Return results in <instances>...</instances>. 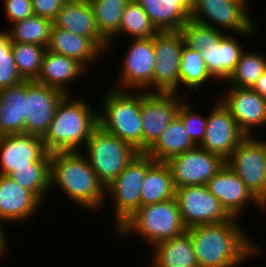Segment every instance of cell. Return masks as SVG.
<instances>
[{"instance_id":"25","label":"cell","mask_w":266,"mask_h":267,"mask_svg":"<svg viewBox=\"0 0 266 267\" xmlns=\"http://www.w3.org/2000/svg\"><path fill=\"white\" fill-rule=\"evenodd\" d=\"M47 50L73 58L86 69L92 62L102 58L104 53L90 38L83 37L73 32L57 28L53 25Z\"/></svg>"},{"instance_id":"24","label":"cell","mask_w":266,"mask_h":267,"mask_svg":"<svg viewBox=\"0 0 266 267\" xmlns=\"http://www.w3.org/2000/svg\"><path fill=\"white\" fill-rule=\"evenodd\" d=\"M158 32L180 31L190 20L193 0H136Z\"/></svg>"},{"instance_id":"26","label":"cell","mask_w":266,"mask_h":267,"mask_svg":"<svg viewBox=\"0 0 266 267\" xmlns=\"http://www.w3.org/2000/svg\"><path fill=\"white\" fill-rule=\"evenodd\" d=\"M150 267H199L188 231L152 247Z\"/></svg>"},{"instance_id":"23","label":"cell","mask_w":266,"mask_h":267,"mask_svg":"<svg viewBox=\"0 0 266 267\" xmlns=\"http://www.w3.org/2000/svg\"><path fill=\"white\" fill-rule=\"evenodd\" d=\"M87 71L89 70L77 60L46 49L43 55L40 73L35 81L58 89L65 94H72L69 92L68 84H72L74 82L73 80H77L82 75L84 76Z\"/></svg>"},{"instance_id":"11","label":"cell","mask_w":266,"mask_h":267,"mask_svg":"<svg viewBox=\"0 0 266 267\" xmlns=\"http://www.w3.org/2000/svg\"><path fill=\"white\" fill-rule=\"evenodd\" d=\"M184 38L180 31L157 32L154 35L155 69L152 92L179 94V66Z\"/></svg>"},{"instance_id":"36","label":"cell","mask_w":266,"mask_h":267,"mask_svg":"<svg viewBox=\"0 0 266 267\" xmlns=\"http://www.w3.org/2000/svg\"><path fill=\"white\" fill-rule=\"evenodd\" d=\"M50 173V167H23L17 168L9 177L44 204L51 190Z\"/></svg>"},{"instance_id":"9","label":"cell","mask_w":266,"mask_h":267,"mask_svg":"<svg viewBox=\"0 0 266 267\" xmlns=\"http://www.w3.org/2000/svg\"><path fill=\"white\" fill-rule=\"evenodd\" d=\"M132 40L122 57L120 74H118V90L152 92V78L155 69L154 36Z\"/></svg>"},{"instance_id":"10","label":"cell","mask_w":266,"mask_h":267,"mask_svg":"<svg viewBox=\"0 0 266 267\" xmlns=\"http://www.w3.org/2000/svg\"><path fill=\"white\" fill-rule=\"evenodd\" d=\"M175 198L186 229L223 223L233 218L219 200L209 192L207 185L176 188Z\"/></svg>"},{"instance_id":"5","label":"cell","mask_w":266,"mask_h":267,"mask_svg":"<svg viewBox=\"0 0 266 267\" xmlns=\"http://www.w3.org/2000/svg\"><path fill=\"white\" fill-rule=\"evenodd\" d=\"M176 198L141 206L116 231L125 238L140 236L152 248L156 244L186 232ZM125 235V236H124Z\"/></svg>"},{"instance_id":"6","label":"cell","mask_w":266,"mask_h":267,"mask_svg":"<svg viewBox=\"0 0 266 267\" xmlns=\"http://www.w3.org/2000/svg\"><path fill=\"white\" fill-rule=\"evenodd\" d=\"M84 146V156L105 187L140 153L131 144L109 134L99 125Z\"/></svg>"},{"instance_id":"39","label":"cell","mask_w":266,"mask_h":267,"mask_svg":"<svg viewBox=\"0 0 266 267\" xmlns=\"http://www.w3.org/2000/svg\"><path fill=\"white\" fill-rule=\"evenodd\" d=\"M185 101L186 100L181 103L177 117L183 123L191 141L196 146H199L205 135L207 116H201L200 113L193 111L194 108H191L192 105H189L188 102Z\"/></svg>"},{"instance_id":"40","label":"cell","mask_w":266,"mask_h":267,"mask_svg":"<svg viewBox=\"0 0 266 267\" xmlns=\"http://www.w3.org/2000/svg\"><path fill=\"white\" fill-rule=\"evenodd\" d=\"M6 19L12 24L33 16L32 0H3Z\"/></svg>"},{"instance_id":"4","label":"cell","mask_w":266,"mask_h":267,"mask_svg":"<svg viewBox=\"0 0 266 267\" xmlns=\"http://www.w3.org/2000/svg\"><path fill=\"white\" fill-rule=\"evenodd\" d=\"M98 110V125L143 152L141 91L108 90ZM103 110V111H102Z\"/></svg>"},{"instance_id":"37","label":"cell","mask_w":266,"mask_h":267,"mask_svg":"<svg viewBox=\"0 0 266 267\" xmlns=\"http://www.w3.org/2000/svg\"><path fill=\"white\" fill-rule=\"evenodd\" d=\"M11 44L9 35L0 30V90L25 81L18 72Z\"/></svg>"},{"instance_id":"17","label":"cell","mask_w":266,"mask_h":267,"mask_svg":"<svg viewBox=\"0 0 266 267\" xmlns=\"http://www.w3.org/2000/svg\"><path fill=\"white\" fill-rule=\"evenodd\" d=\"M65 95L62 91L35 80L27 81L24 133L43 138L55 116L59 102Z\"/></svg>"},{"instance_id":"16","label":"cell","mask_w":266,"mask_h":267,"mask_svg":"<svg viewBox=\"0 0 266 267\" xmlns=\"http://www.w3.org/2000/svg\"><path fill=\"white\" fill-rule=\"evenodd\" d=\"M245 137L231 113L217 99L207 114L205 135L199 147L226 161Z\"/></svg>"},{"instance_id":"31","label":"cell","mask_w":266,"mask_h":267,"mask_svg":"<svg viewBox=\"0 0 266 267\" xmlns=\"http://www.w3.org/2000/svg\"><path fill=\"white\" fill-rule=\"evenodd\" d=\"M53 21L33 15L13 22L5 32L11 42L33 43L47 48L50 40Z\"/></svg>"},{"instance_id":"30","label":"cell","mask_w":266,"mask_h":267,"mask_svg":"<svg viewBox=\"0 0 266 267\" xmlns=\"http://www.w3.org/2000/svg\"><path fill=\"white\" fill-rule=\"evenodd\" d=\"M215 81V79L209 74L204 58L200 51L193 50L187 47L185 44L182 48L181 62L179 66V81L180 87L187 88V95H193V90L202 88L205 83Z\"/></svg>"},{"instance_id":"44","label":"cell","mask_w":266,"mask_h":267,"mask_svg":"<svg viewBox=\"0 0 266 267\" xmlns=\"http://www.w3.org/2000/svg\"><path fill=\"white\" fill-rule=\"evenodd\" d=\"M257 198L261 208L263 209L266 206V183L264 186V191Z\"/></svg>"},{"instance_id":"41","label":"cell","mask_w":266,"mask_h":267,"mask_svg":"<svg viewBox=\"0 0 266 267\" xmlns=\"http://www.w3.org/2000/svg\"><path fill=\"white\" fill-rule=\"evenodd\" d=\"M68 0H32L34 15L54 21Z\"/></svg>"},{"instance_id":"3","label":"cell","mask_w":266,"mask_h":267,"mask_svg":"<svg viewBox=\"0 0 266 267\" xmlns=\"http://www.w3.org/2000/svg\"><path fill=\"white\" fill-rule=\"evenodd\" d=\"M71 96L66 94L61 99L49 129L42 138L48 152L80 151L78 149L84 147L98 126L97 108H91L92 105L87 104L89 102L85 99Z\"/></svg>"},{"instance_id":"22","label":"cell","mask_w":266,"mask_h":267,"mask_svg":"<svg viewBox=\"0 0 266 267\" xmlns=\"http://www.w3.org/2000/svg\"><path fill=\"white\" fill-rule=\"evenodd\" d=\"M236 38L235 34L229 36L225 32L216 42L208 43L200 51L209 74L216 81L226 82L240 60L244 49Z\"/></svg>"},{"instance_id":"18","label":"cell","mask_w":266,"mask_h":267,"mask_svg":"<svg viewBox=\"0 0 266 267\" xmlns=\"http://www.w3.org/2000/svg\"><path fill=\"white\" fill-rule=\"evenodd\" d=\"M224 91L219 100L236 120L239 129L246 136H254L255 127L266 125V100L252 88L230 87Z\"/></svg>"},{"instance_id":"7","label":"cell","mask_w":266,"mask_h":267,"mask_svg":"<svg viewBox=\"0 0 266 267\" xmlns=\"http://www.w3.org/2000/svg\"><path fill=\"white\" fill-rule=\"evenodd\" d=\"M156 161L140 152L127 167L106 187L115 215V231L141 207V190L148 169Z\"/></svg>"},{"instance_id":"13","label":"cell","mask_w":266,"mask_h":267,"mask_svg":"<svg viewBox=\"0 0 266 267\" xmlns=\"http://www.w3.org/2000/svg\"><path fill=\"white\" fill-rule=\"evenodd\" d=\"M245 186L258 197L266 183V140L246 136L226 160Z\"/></svg>"},{"instance_id":"38","label":"cell","mask_w":266,"mask_h":267,"mask_svg":"<svg viewBox=\"0 0 266 267\" xmlns=\"http://www.w3.org/2000/svg\"><path fill=\"white\" fill-rule=\"evenodd\" d=\"M180 33L187 47L201 51L208 43L216 42L224 34V31L189 20L182 26Z\"/></svg>"},{"instance_id":"19","label":"cell","mask_w":266,"mask_h":267,"mask_svg":"<svg viewBox=\"0 0 266 267\" xmlns=\"http://www.w3.org/2000/svg\"><path fill=\"white\" fill-rule=\"evenodd\" d=\"M206 185L232 217L239 218L250 202L262 209L258 198L226 163Z\"/></svg>"},{"instance_id":"27","label":"cell","mask_w":266,"mask_h":267,"mask_svg":"<svg viewBox=\"0 0 266 267\" xmlns=\"http://www.w3.org/2000/svg\"><path fill=\"white\" fill-rule=\"evenodd\" d=\"M27 81L0 90V135L22 134Z\"/></svg>"},{"instance_id":"2","label":"cell","mask_w":266,"mask_h":267,"mask_svg":"<svg viewBox=\"0 0 266 267\" xmlns=\"http://www.w3.org/2000/svg\"><path fill=\"white\" fill-rule=\"evenodd\" d=\"M83 153L50 152V188L57 186L72 203L86 208L87 211H100L107 202L106 187Z\"/></svg>"},{"instance_id":"21","label":"cell","mask_w":266,"mask_h":267,"mask_svg":"<svg viewBox=\"0 0 266 267\" xmlns=\"http://www.w3.org/2000/svg\"><path fill=\"white\" fill-rule=\"evenodd\" d=\"M53 25L74 34L90 38L103 52L109 50L108 41L100 34L88 0H68L58 12Z\"/></svg>"},{"instance_id":"34","label":"cell","mask_w":266,"mask_h":267,"mask_svg":"<svg viewBox=\"0 0 266 267\" xmlns=\"http://www.w3.org/2000/svg\"><path fill=\"white\" fill-rule=\"evenodd\" d=\"M257 51L245 50L242 52L235 70L226 80L228 87L252 88L256 81L266 71V56Z\"/></svg>"},{"instance_id":"8","label":"cell","mask_w":266,"mask_h":267,"mask_svg":"<svg viewBox=\"0 0 266 267\" xmlns=\"http://www.w3.org/2000/svg\"><path fill=\"white\" fill-rule=\"evenodd\" d=\"M248 0H193L190 20L221 31L238 33L244 37L255 35L256 24L248 11ZM248 12V13H247ZM251 18V19H250ZM208 19V20H207Z\"/></svg>"},{"instance_id":"32","label":"cell","mask_w":266,"mask_h":267,"mask_svg":"<svg viewBox=\"0 0 266 267\" xmlns=\"http://www.w3.org/2000/svg\"><path fill=\"white\" fill-rule=\"evenodd\" d=\"M157 32L144 9L136 0H130L122 14L118 32L108 41L109 49L117 36L129 35L132 39L151 38Z\"/></svg>"},{"instance_id":"42","label":"cell","mask_w":266,"mask_h":267,"mask_svg":"<svg viewBox=\"0 0 266 267\" xmlns=\"http://www.w3.org/2000/svg\"><path fill=\"white\" fill-rule=\"evenodd\" d=\"M252 89L266 100V71L256 81Z\"/></svg>"},{"instance_id":"20","label":"cell","mask_w":266,"mask_h":267,"mask_svg":"<svg viewBox=\"0 0 266 267\" xmlns=\"http://www.w3.org/2000/svg\"><path fill=\"white\" fill-rule=\"evenodd\" d=\"M42 203L7 175H0V220L21 223L35 217Z\"/></svg>"},{"instance_id":"15","label":"cell","mask_w":266,"mask_h":267,"mask_svg":"<svg viewBox=\"0 0 266 267\" xmlns=\"http://www.w3.org/2000/svg\"><path fill=\"white\" fill-rule=\"evenodd\" d=\"M171 170L175 188L206 185L225 165L219 155L196 146L182 154L173 156L166 162Z\"/></svg>"},{"instance_id":"35","label":"cell","mask_w":266,"mask_h":267,"mask_svg":"<svg viewBox=\"0 0 266 267\" xmlns=\"http://www.w3.org/2000/svg\"><path fill=\"white\" fill-rule=\"evenodd\" d=\"M11 50L21 77L25 81L36 80L46 47L33 43L12 42Z\"/></svg>"},{"instance_id":"43","label":"cell","mask_w":266,"mask_h":267,"mask_svg":"<svg viewBox=\"0 0 266 267\" xmlns=\"http://www.w3.org/2000/svg\"><path fill=\"white\" fill-rule=\"evenodd\" d=\"M4 221L0 220V258L3 257L5 254L7 255V237L6 232L7 230L4 229Z\"/></svg>"},{"instance_id":"29","label":"cell","mask_w":266,"mask_h":267,"mask_svg":"<svg viewBox=\"0 0 266 267\" xmlns=\"http://www.w3.org/2000/svg\"><path fill=\"white\" fill-rule=\"evenodd\" d=\"M176 188L166 162H155L147 171L141 190V206L175 198Z\"/></svg>"},{"instance_id":"28","label":"cell","mask_w":266,"mask_h":267,"mask_svg":"<svg viewBox=\"0 0 266 267\" xmlns=\"http://www.w3.org/2000/svg\"><path fill=\"white\" fill-rule=\"evenodd\" d=\"M194 147L196 145L187 135L183 123L176 117L145 153L157 162H167L173 156L182 154Z\"/></svg>"},{"instance_id":"12","label":"cell","mask_w":266,"mask_h":267,"mask_svg":"<svg viewBox=\"0 0 266 267\" xmlns=\"http://www.w3.org/2000/svg\"><path fill=\"white\" fill-rule=\"evenodd\" d=\"M50 157L37 135H0V175L10 176L23 167H50Z\"/></svg>"},{"instance_id":"1","label":"cell","mask_w":266,"mask_h":267,"mask_svg":"<svg viewBox=\"0 0 266 267\" xmlns=\"http://www.w3.org/2000/svg\"><path fill=\"white\" fill-rule=\"evenodd\" d=\"M237 219L187 229L199 267H237L258 256L261 247L250 239Z\"/></svg>"},{"instance_id":"14","label":"cell","mask_w":266,"mask_h":267,"mask_svg":"<svg viewBox=\"0 0 266 267\" xmlns=\"http://www.w3.org/2000/svg\"><path fill=\"white\" fill-rule=\"evenodd\" d=\"M177 93L141 91V116L143 152L160 137L166 127L177 117L181 103L186 100Z\"/></svg>"},{"instance_id":"33","label":"cell","mask_w":266,"mask_h":267,"mask_svg":"<svg viewBox=\"0 0 266 267\" xmlns=\"http://www.w3.org/2000/svg\"><path fill=\"white\" fill-rule=\"evenodd\" d=\"M100 34L109 41L118 32L124 9L130 0H88Z\"/></svg>"}]
</instances>
